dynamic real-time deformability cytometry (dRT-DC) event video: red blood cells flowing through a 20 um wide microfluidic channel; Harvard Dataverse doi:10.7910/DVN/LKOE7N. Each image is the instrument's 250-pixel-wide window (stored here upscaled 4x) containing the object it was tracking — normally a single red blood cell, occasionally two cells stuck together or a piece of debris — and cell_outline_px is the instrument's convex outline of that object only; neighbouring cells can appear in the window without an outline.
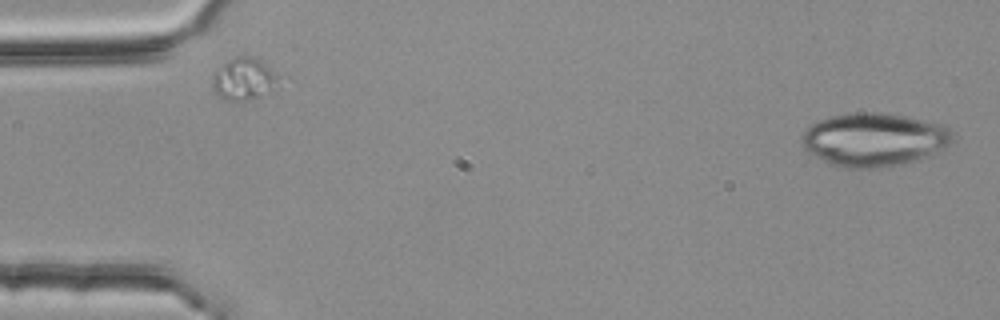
{"species": "common noctule bat (a hibernating species)", "species_latin": "Nyctalus noctula", "temperature_condition": "room temperature", "stored_images_in_passage": 4, "camera_frame_rate_fps": 3000, "um_per_image_px": 0.085, "animal": {"sex": "female", "body_mass_g": 25.1}, "frame": {"image": 1, "passage_image": 1, "time_ms": 0.0, "image_size_px": [1000, 320], "cell_outline_px": [[952, 140], [948, 144], [920, 156], [908, 160], [892, 164], [872, 168], [848, 168], [832, 164], [808, 152], [804, 148], [800, 140], [800, 136], [804, 128], [820, 120], [832, 116], [856, 112], [884, 112], [944, 124], [952, 132]], "centroid_in_image_um": [74.19, 11.81], "position_along_channel_um": 10.8, "area_um2": 45.72}}